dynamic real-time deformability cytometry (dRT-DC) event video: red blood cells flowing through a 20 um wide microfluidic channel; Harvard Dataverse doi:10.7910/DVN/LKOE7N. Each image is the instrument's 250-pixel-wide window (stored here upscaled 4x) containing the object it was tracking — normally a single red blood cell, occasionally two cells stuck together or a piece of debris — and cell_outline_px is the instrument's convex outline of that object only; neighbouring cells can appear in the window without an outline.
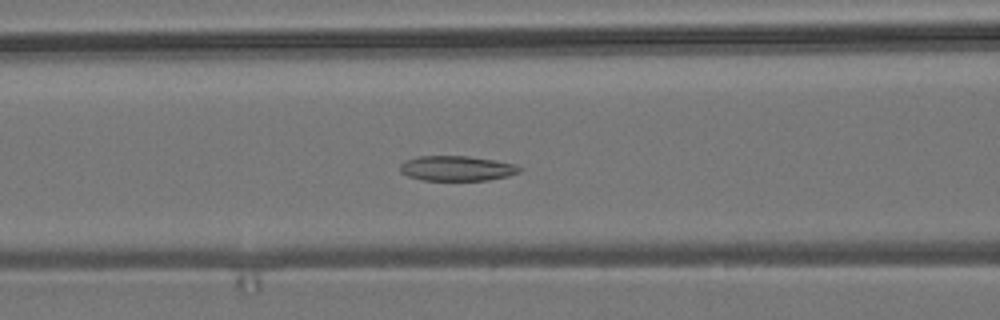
{"species": "common noctule bat (a hibernating species)", "species_latin": "Nyctalus noctula", "temperature_condition": "room temperature", "stored_images_in_passage": 52, "camera_frame_rate_fps": 3000, "um_per_image_px": 0.085, "animal": {"sex": "male", "body_mass_g": 19.2, "forearm_length_mm": 51.8}, "frame": {"image": 1, "passage_image": 18, "time_ms": 5.667, "image_size_px": [1000, 320], "cell_outline_px": [[524, 168], [520, 172], [508, 176], [488, 180], [424, 180], [408, 176], [400, 172], [400, 164], [404, 160], [416, 156], [468, 156], [516, 164]], "centroid_in_image_um": [38.83, 14.3], "position_along_channel_um": 127.8, "area_um2": 17.51}}
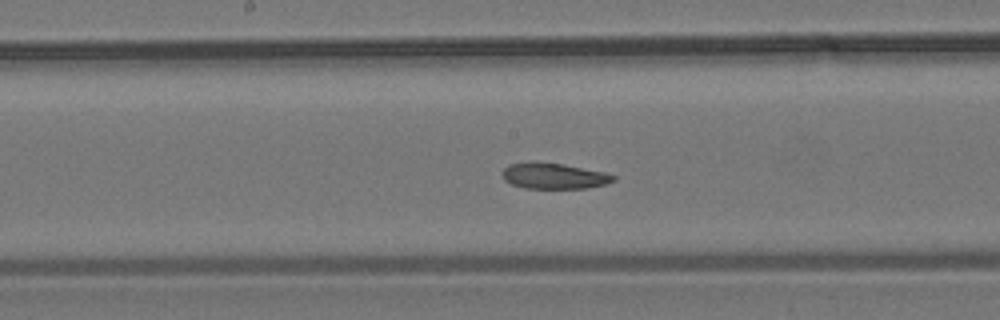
{"frame": {"image": 2, "passage_image": 24, "time_ms": 7.667, "image_size_px": [1000, 320], "cell_outline_px": [[616, 180], [604, 184], [588, 188], [524, 188], [512, 184], [504, 180], [504, 168], [508, 164], [532, 160], [564, 164], [604, 172], [616, 176]], "centroid_in_image_um": [47.07, 14.93], "position_along_channel_um": 201.1, "area_um2": 16.88}}
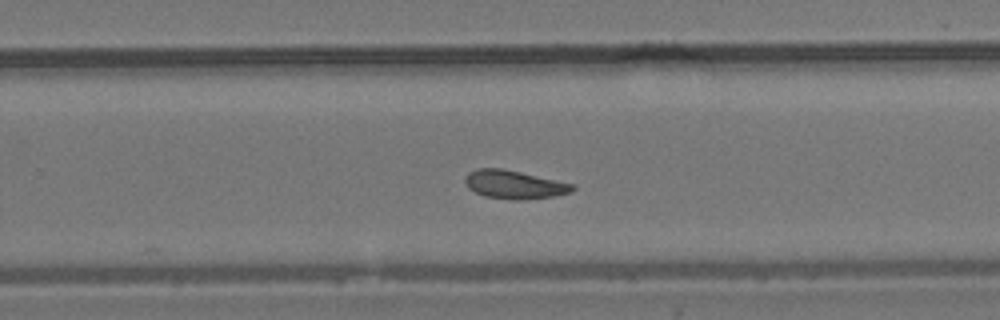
{"frame": {"image": 3, "passage_image": 31, "time_ms": 10.0, "image_size_px": [1000, 320], "cell_outline_px": [[576, 188], [572, 192], [552, 196], [520, 200], [516, 200], [484, 196], [468, 188], [464, 180], [464, 176], [468, 172], [476, 168], [500, 168], [520, 172], [572, 184]], "centroid_in_image_um": [43.66, 15.68], "position_along_channel_um": 286.1, "area_um2": 17.57}, "authors_computed_cell_mechanics": {"area_um2": 17.2244, "velocity_mm_per_s": 3.6601, "shape_relaxation_time_tau1_ms": 5.5019, "shape_relaxation_time_tau2_ms": 3.5501, "deformation_change_tau1": 0.1078, "deformation_change_tau2": 0.1005}}